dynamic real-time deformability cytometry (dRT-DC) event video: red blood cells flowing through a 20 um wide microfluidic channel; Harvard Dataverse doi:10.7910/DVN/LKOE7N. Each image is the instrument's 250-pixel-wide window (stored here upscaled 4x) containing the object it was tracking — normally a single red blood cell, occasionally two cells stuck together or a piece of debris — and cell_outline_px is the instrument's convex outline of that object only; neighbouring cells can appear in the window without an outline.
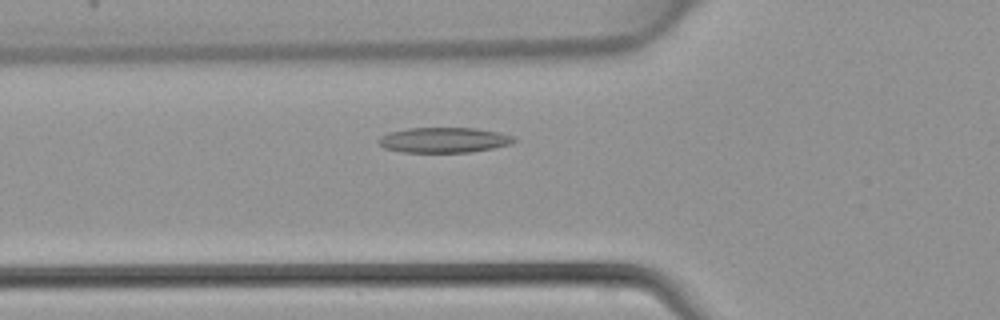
{"species": "common noctule bat (a hibernating species)", "species_latin": "Nyctalus noctula", "temperature_condition": "warm", "stored_images_in_passage": 41, "camera_frame_rate_fps": 3000, "um_per_image_px": 0.085, "animal": {"sex": "female", "body_mass_g": 22.7, "forearm_length_mm": 54.2}, "frame": {"image": 1, "passage_image": 12, "time_ms": 3.667, "image_size_px": [1000, 320], "cell_outline_px": [[516, 140], [512, 144], [472, 152], [400, 152], [384, 148], [380, 144], [380, 136], [388, 132], [408, 128], [476, 128], [500, 132], [512, 136]], "centroid_in_image_um": [37.74, 11.9], "position_along_channel_um": 88.1, "area_um2": 19.94}}
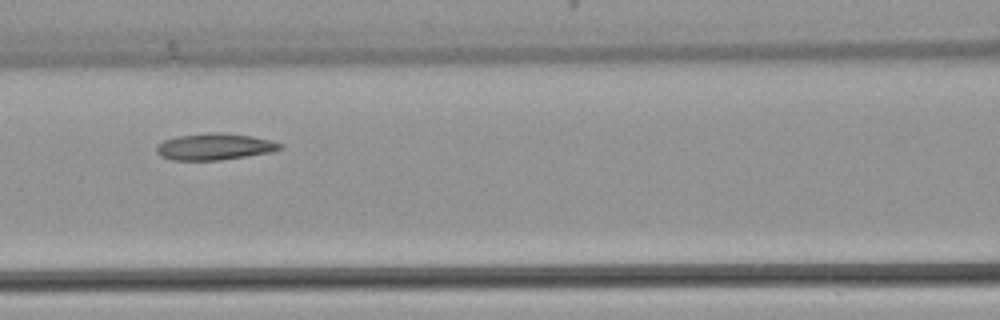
{"frame": {"image": 2, "passage_image": 16, "time_ms": 5.0, "image_size_px": [1000, 320], "cell_outline_px": [[284, 144], [280, 148], [272, 152], [220, 160], [172, 160], [160, 156], [156, 152], [156, 148], [164, 140], [176, 136], [208, 132], [220, 132], [252, 136]], "centroid_in_image_um": [18.21, 12.46], "position_along_channel_um": 148.4, "area_um2": 19.07}}
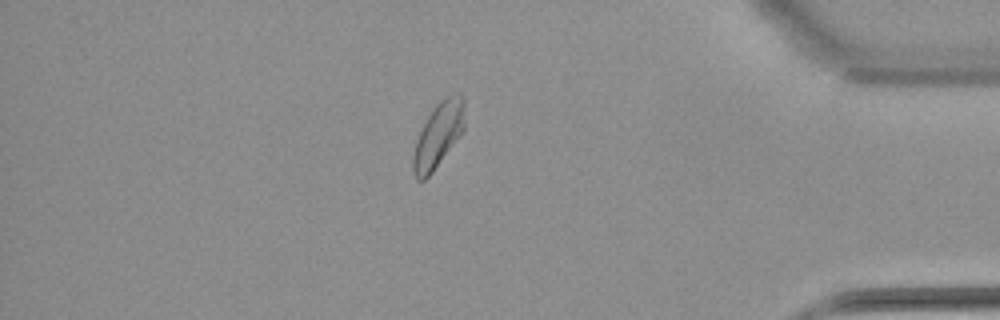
{"frame": {"image": 3, "passage_image": 35, "time_ms": 11.333, "image_size_px": [1000, 320], "cell_outline_px": [[464, 128], [460, 136], [432, 172], [424, 180], [416, 180], [412, 172], [412, 156], [416, 140], [432, 108], [440, 100], [448, 96], [460, 96], [464, 100]], "centroid_in_image_um": [37.22, 11.53], "position_along_channel_um": 398.0, "area_um2": 19.19}}